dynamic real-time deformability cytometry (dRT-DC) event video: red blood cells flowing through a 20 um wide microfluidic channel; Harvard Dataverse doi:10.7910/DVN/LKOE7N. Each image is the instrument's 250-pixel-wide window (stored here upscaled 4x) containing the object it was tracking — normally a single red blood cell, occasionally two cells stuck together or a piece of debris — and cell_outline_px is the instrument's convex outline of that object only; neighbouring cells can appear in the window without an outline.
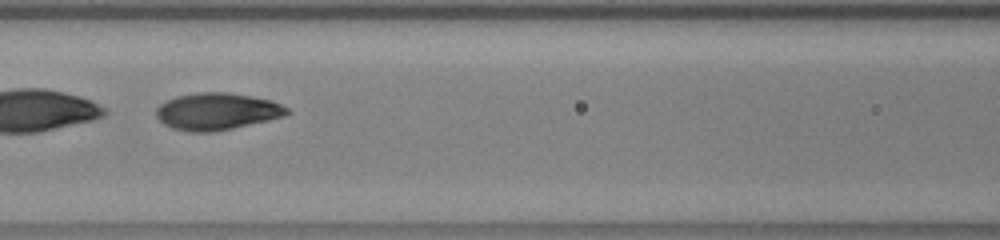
{"species": "human", "species_latin": "Homo sapiens", "temperature_condition": "warm", "stored_images_in_passage": 42, "segment_of_instrument_passage": [2, 2], "camera_frame_rate_fps": 3000, "um_per_image_px": 0.085, "donor": {"sex": "male"}, "frame": {"image": 1, "passage_image": 20, "time_ms": 6.333, "image_size_px": [1000, 240], "cell_outline_px": [[292, 112], [284, 116], [268, 120], [232, 128], [212, 132], [188, 132], [172, 128], [164, 124], [156, 116], [156, 108], [160, 104], [176, 96], [200, 92], [228, 92], [252, 96], [272, 100], [288, 108]], "centroid_in_image_um": [18.44, 9.47], "position_along_channel_um": 148.2, "area_um2": 28.21}}
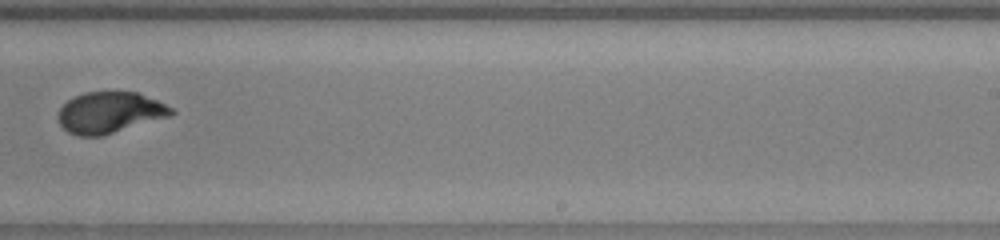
{"frame": {"image": 2, "passage_image": 28, "time_ms": 9.0, "image_size_px": [1000, 240], "cell_outline_px": [[176, 112], [168, 116], [100, 136], [80, 136], [68, 132], [60, 124], [60, 108], [68, 100], [84, 92], [140, 92], [172, 108]], "centroid_in_image_um": [9.32, 9.55], "position_along_channel_um": 279.7, "area_um2": 26.53}}